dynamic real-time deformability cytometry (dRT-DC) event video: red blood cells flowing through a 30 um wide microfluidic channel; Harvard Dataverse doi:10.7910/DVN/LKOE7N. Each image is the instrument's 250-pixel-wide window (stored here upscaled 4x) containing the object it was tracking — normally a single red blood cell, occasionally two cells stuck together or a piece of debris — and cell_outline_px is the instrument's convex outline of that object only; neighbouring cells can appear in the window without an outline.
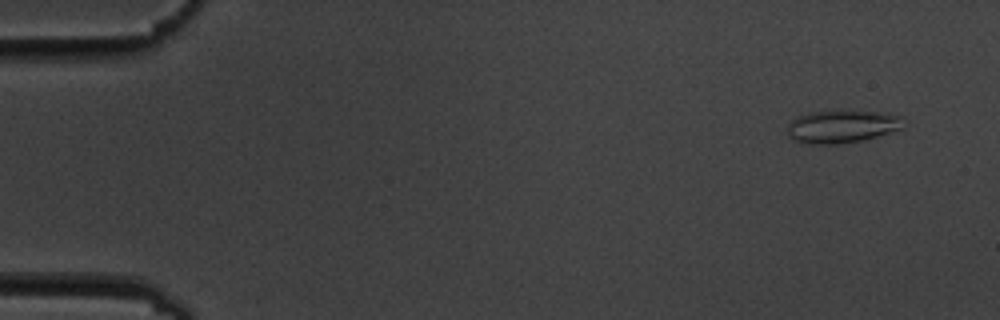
{"species": "common noctule bat (a hibernating species)", "species_latin": "Nyctalus noctula", "temperature_condition": "cold", "stored_images_in_passage": 5, "camera_frame_rate_fps": 3000, "um_per_image_px": 0.085, "animal": {"sex": "male", "body_mass_g": 19.5, "forearm_length_mm": 54.6}, "frame": {"image": 1, "passage_image": 1, "time_ms": 0.0, "image_size_px": [1000, 320], "cell_outline_px": [[904, 116], [900, 128], [876, 136], [860, 140], [836, 144], [808, 144], [792, 140], [788, 136], [788, 124], [792, 120], [808, 112], [832, 108], [880, 112]], "centroid_in_image_um": [71.5, 10.7], "position_along_channel_um": 13.5, "area_um2": 22.6}}
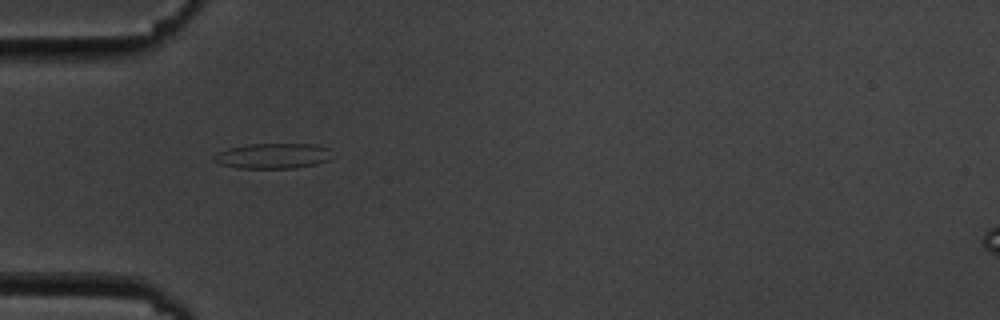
{"frame": {"image": 2, "passage_image": 5, "time_ms": 4.667, "image_size_px": [1000, 320], "cell_outline_px": [[336, 156], [328, 160], [316, 164], [296, 168], [236, 168], [220, 164], [212, 160], [212, 156], [228, 148], [248, 144], [312, 144], [328, 148]], "centroid_in_image_um": [23.22, 13.25], "position_along_channel_um": 61.8, "area_um2": 17.63}}